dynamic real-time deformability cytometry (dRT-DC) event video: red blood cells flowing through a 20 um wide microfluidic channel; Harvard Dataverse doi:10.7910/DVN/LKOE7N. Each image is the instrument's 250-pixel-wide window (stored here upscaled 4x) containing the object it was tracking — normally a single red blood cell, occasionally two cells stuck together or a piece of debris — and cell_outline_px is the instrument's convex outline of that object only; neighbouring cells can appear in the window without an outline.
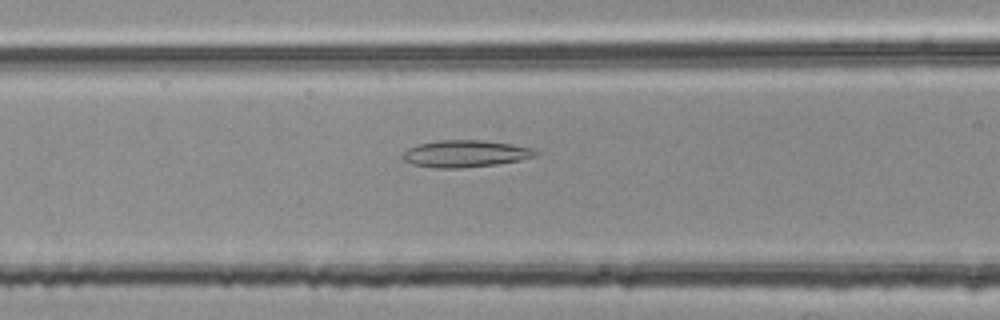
{"species": "common noctule bat (a hibernating species)", "species_latin": "Nyctalus noctula", "temperature_condition": "room temperature", "stored_images_in_passage": 39, "camera_frame_rate_fps": 3000, "um_per_image_px": 0.085, "animal": {"sex": "female", "body_mass_g": 25.1}, "frame": {"image": 1, "passage_image": 7, "time_ms": 2.0, "image_size_px": [1000, 320], "cell_outline_px": [[540, 152], [536, 156], [520, 160], [496, 164], [464, 168], [432, 168], [412, 164], [404, 160], [400, 156], [408, 148], [416, 144], [440, 140], [480, 140], [512, 144], [532, 148]], "centroid_in_image_um": [39.53, 13.06], "position_along_channel_um": 127.1, "area_um2": 21.04}}
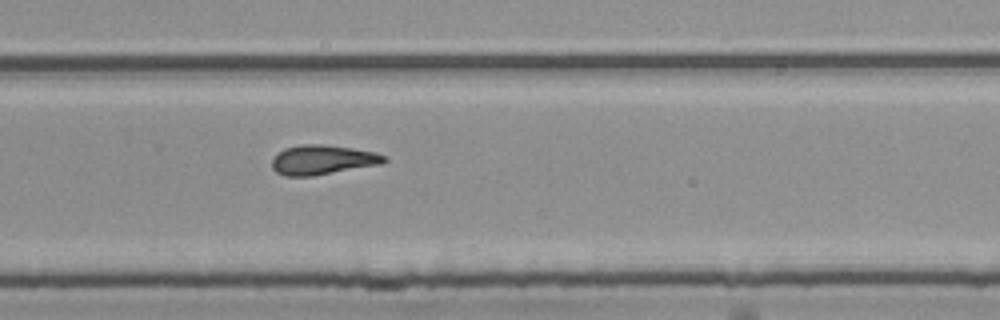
{"frame": {"image": 2, "passage_image": 21, "time_ms": 6.667, "image_size_px": [1000, 320], "cell_outline_px": [[388, 160], [380, 164], [312, 176], [284, 176], [276, 172], [272, 168], [272, 160], [284, 148], [300, 144], [324, 144], [352, 148], [376, 152], [388, 156]], "centroid_in_image_um": [27.43, 13.58], "position_along_channel_um": 302.4, "area_um2": 19.36}}
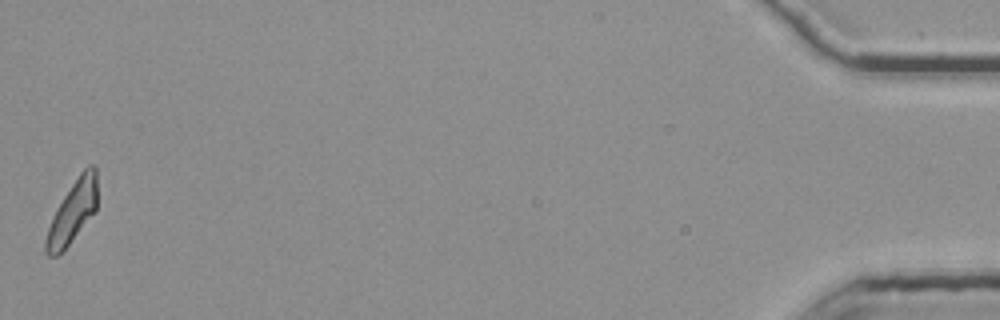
{"frame": {"image": 3, "passage_image": 39, "time_ms": 12.667, "image_size_px": [1000, 320], "cell_outline_px": [[96, 212], [68, 244], [56, 256], [48, 256], [44, 252], [44, 240], [52, 216], [56, 208], [80, 172], [88, 164], [92, 164], [96, 168]], "centroid_in_image_um": [6.15, 18.02], "position_along_channel_um": 429.1, "area_um2": 18.44}, "authors_computed_cell_mechanics": {"area_um2": 18.9584, "velocity_mm_per_s": 3.776, "shape_relaxation_time_tau1_ms": null, "shape_relaxation_time_tau2_ms": 3.4633, "deformation_change_tau1": null, "deformation_change_tau2": 0.132}}